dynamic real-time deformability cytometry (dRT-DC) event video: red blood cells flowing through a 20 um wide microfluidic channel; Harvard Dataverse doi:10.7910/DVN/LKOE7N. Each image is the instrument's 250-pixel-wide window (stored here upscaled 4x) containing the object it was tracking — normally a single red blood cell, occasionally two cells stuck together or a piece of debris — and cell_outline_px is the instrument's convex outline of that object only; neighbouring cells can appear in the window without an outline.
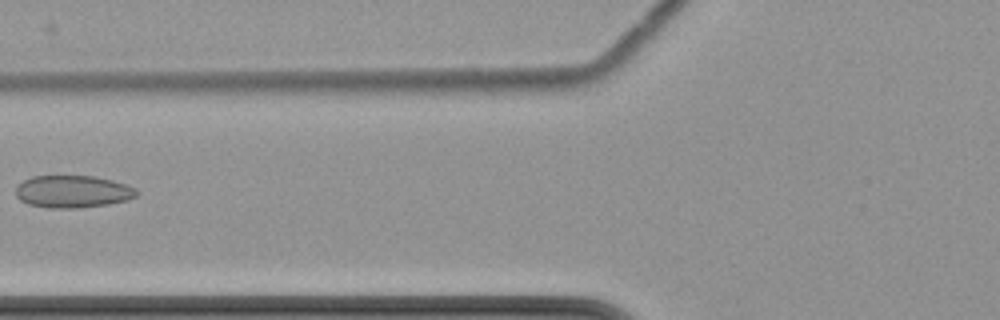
{"species": "common noctule bat (a hibernating species)", "species_latin": "Nyctalus noctula", "temperature_condition": "cold", "stored_images_in_passage": 6, "camera_frame_rate_fps": 3000, "um_per_image_px": 0.085, "animal": {"sex": "female", "body_mass_g": 22.7, "forearm_length_mm": 54.2}, "frame": {"image": 1, "passage_image": 6, "time_ms": 6.333, "image_size_px": [1000, 320], "cell_outline_px": [[140, 192], [136, 196], [128, 200], [108, 204], [76, 208], [48, 208], [28, 204], [20, 200], [16, 196], [16, 184], [32, 176], [92, 176], [112, 180], [136, 188]], "centroid_in_image_um": [6.17, 16.28], "position_along_channel_um": 119.6, "area_um2": 22.89}}